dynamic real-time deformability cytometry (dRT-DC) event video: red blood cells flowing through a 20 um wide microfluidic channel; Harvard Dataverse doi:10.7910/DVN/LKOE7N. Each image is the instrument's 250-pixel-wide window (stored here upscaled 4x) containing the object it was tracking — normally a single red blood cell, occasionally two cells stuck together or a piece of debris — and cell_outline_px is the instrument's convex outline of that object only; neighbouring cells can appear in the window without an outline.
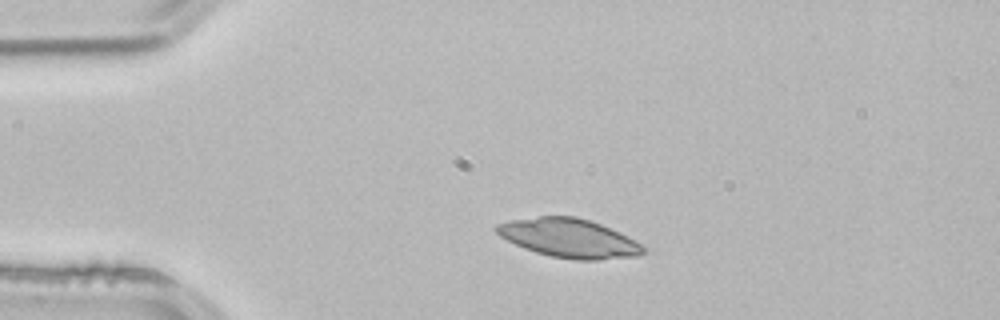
{"species": "common noctule bat (a hibernating species)", "species_latin": "Nyctalus noctula", "temperature_condition": "room temperature", "stored_images_in_passage": 2, "camera_frame_rate_fps": 3000, "um_per_image_px": 0.085, "animal": {"sex": "male", "body_mass_g": 21.5, "forearm_length_mm": 52.0}, "frame": {"image": 1, "passage_image": 1, "time_ms": 0.0, "image_size_px": [1000, 320], "cell_outline_px": [[644, 252], [640, 256], [600, 260], [576, 260], [552, 256], [536, 252], [524, 248], [500, 236], [492, 228], [496, 224], [508, 220], [540, 216], [576, 216], [600, 224], [640, 244], [644, 248]], "centroid_in_image_um": [48.31, 20.24], "position_along_channel_um": 36.7, "area_um2": 32.89}}